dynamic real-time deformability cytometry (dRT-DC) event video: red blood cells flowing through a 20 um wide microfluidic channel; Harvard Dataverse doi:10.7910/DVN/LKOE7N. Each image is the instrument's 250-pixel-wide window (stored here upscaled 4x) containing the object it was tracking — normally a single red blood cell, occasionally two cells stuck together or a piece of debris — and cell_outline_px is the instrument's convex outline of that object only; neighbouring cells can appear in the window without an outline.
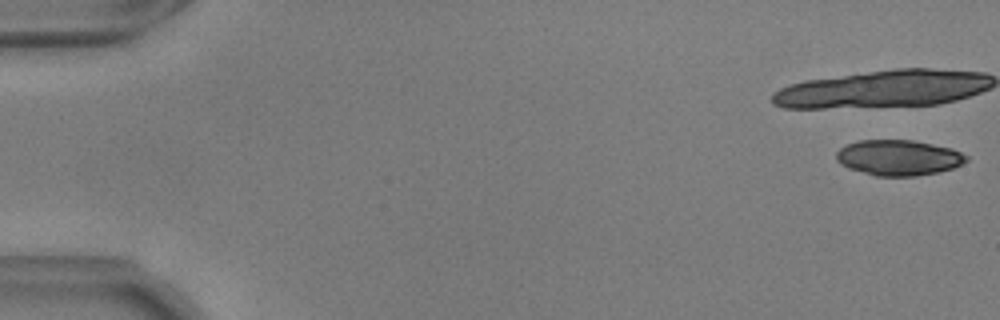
{"species": "common noctule bat (a hibernating species)", "species_latin": "Nyctalus noctula", "temperature_condition": "warm", "stored_images_in_passage": 22, "camera_frame_rate_fps": 3000, "um_per_image_px": 0.085, "animal": {"sex": "male", "body_mass_g": 17.9, "forearm_length_mm": 54.2}, "frame": {"image": 1, "passage_image": 1, "time_ms": 0.0, "image_size_px": [1000, 320], "cell_outline_px": [[968, 160], [952, 168], [936, 172], [916, 176], [876, 176], [848, 168], [840, 164], [836, 160], [836, 152], [840, 148], [848, 144], [860, 140], [912, 140], [952, 148], [968, 156]], "centroid_in_image_um": [76.35, 13.4], "position_along_channel_um": 8.6, "area_um2": 26.82}}